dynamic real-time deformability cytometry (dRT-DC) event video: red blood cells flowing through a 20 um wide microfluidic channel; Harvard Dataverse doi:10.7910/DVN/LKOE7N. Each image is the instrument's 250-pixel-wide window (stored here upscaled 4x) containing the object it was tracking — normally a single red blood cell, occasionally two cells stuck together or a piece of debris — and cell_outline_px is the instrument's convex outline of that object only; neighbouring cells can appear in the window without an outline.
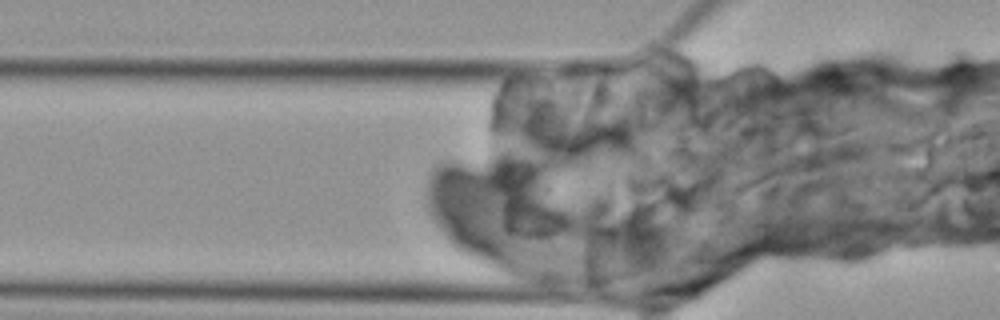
{"species": "Egyptian fruit bat (a non-hibernating species)", "species_latin": "Rousettus aegyptiacus", "temperature_condition": "cold", "stored_images_in_passage": 6, "camera_frame_rate_fps": 3000, "um_per_image_px": 0.085, "animal": {"sex": "female"}, "frame": {"image": 1, "passage_image": 3, "time_ms": 2.333, "image_size_px": [1000, 320], "cell_outline_px": [[564, 220], [548, 232], [540, 232], [520, 228], [504, 220], [496, 176], [504, 172], [512, 172], [520, 176]], "centroid_in_image_um": [44.62, 17.42], "position_along_channel_um": 81.2, "area_um2": 17.11}}